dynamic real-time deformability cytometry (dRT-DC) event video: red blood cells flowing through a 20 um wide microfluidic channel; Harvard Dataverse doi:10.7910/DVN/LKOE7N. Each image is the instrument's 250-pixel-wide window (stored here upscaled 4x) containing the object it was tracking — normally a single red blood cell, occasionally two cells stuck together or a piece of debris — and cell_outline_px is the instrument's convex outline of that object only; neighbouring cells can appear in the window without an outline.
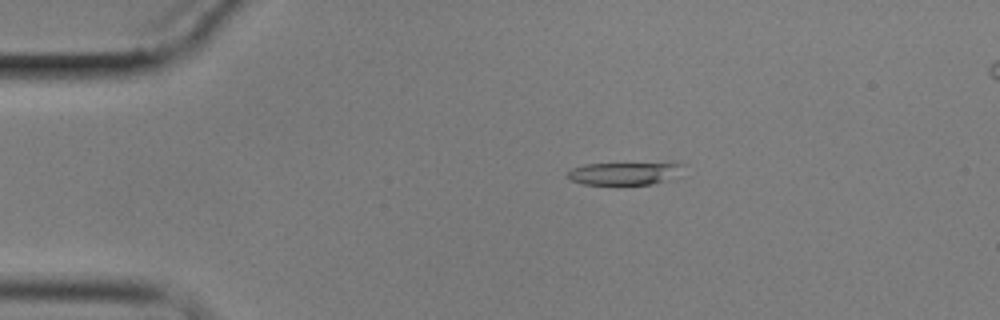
{"species": "common noctule bat (a hibernating species)", "species_latin": "Nyctalus noctula", "temperature_condition": "cold", "stored_images_in_passage": 6, "camera_frame_rate_fps": 3000, "um_per_image_px": 0.085, "animal": {"sex": "male", "body_mass_g": 17.9}, "frame": {"image": 1, "passage_image": 2, "time_ms": 3.333, "image_size_px": [1000, 320], "cell_outline_px": [[684, 176], [652, 184], [616, 188], [584, 184], [572, 180], [568, 176], [568, 172], [572, 168], [584, 164], [672, 160], [684, 164]], "centroid_in_image_um": [53.28, 14.73], "position_along_channel_um": 31.7, "area_um2": 17.57}}
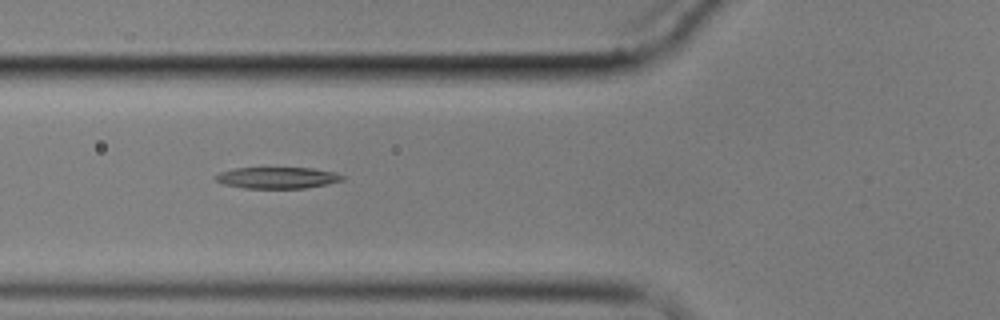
{"frame": {"image": 2, "passage_image": 5, "time_ms": 6.667, "image_size_px": [1000, 320], "cell_outline_px": [[344, 180], [328, 184], [304, 188], [244, 188], [224, 184], [216, 180], [212, 176], [220, 172], [236, 168], [312, 168], [336, 172], [344, 176]], "centroid_in_image_um": [23.59, 15.11], "position_along_channel_um": 102.2, "area_um2": 15.84}}
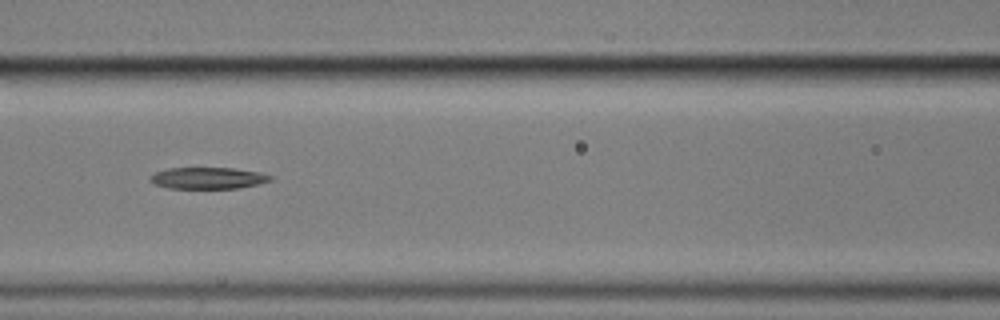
{"frame": {"image": 3, "passage_image": 6, "time_ms": 8.0, "image_size_px": [1000, 320], "cell_outline_px": [[272, 180], [240, 188], [168, 188], [152, 184], [148, 180], [156, 172], [168, 168], [232, 168], [260, 172], [272, 176]], "centroid_in_image_um": [17.65, 15.14], "position_along_channel_um": 148.9, "area_um2": 15.03}}